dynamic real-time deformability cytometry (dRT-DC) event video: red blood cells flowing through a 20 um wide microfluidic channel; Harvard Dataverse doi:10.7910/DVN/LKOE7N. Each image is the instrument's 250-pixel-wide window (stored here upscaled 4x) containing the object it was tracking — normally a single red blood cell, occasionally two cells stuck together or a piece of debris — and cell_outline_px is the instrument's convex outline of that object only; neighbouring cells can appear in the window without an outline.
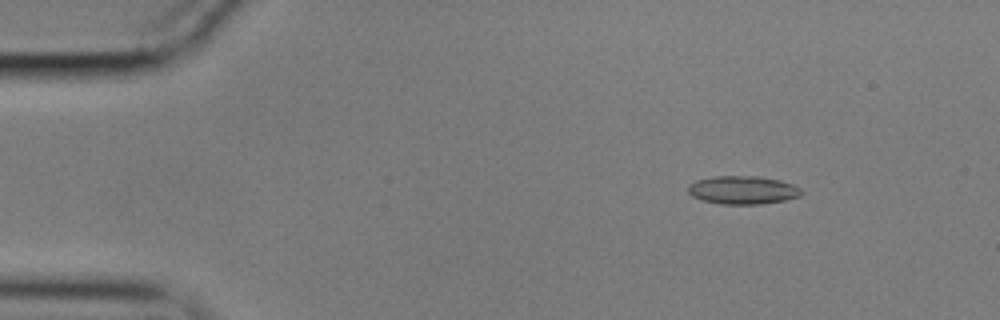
{"species": "common noctule bat (a hibernating species)", "species_latin": "Nyctalus noctula", "temperature_condition": "cold", "stored_images_in_passage": 56, "camera_frame_rate_fps": 3000, "um_per_image_px": 0.085, "animal": {"sex": "male", "body_mass_g": 17.9}, "frame": {"image": 1, "passage_image": 8, "time_ms": 2.333, "image_size_px": [1000, 320], "cell_outline_px": [[804, 192], [800, 196], [784, 200], [760, 204], [720, 204], [700, 200], [692, 196], [688, 192], [688, 184], [696, 180], [712, 176], [756, 176], [780, 180], [792, 184], [800, 188]], "centroid_in_image_um": [63.11, 16.15], "position_along_channel_um": 21.9, "area_um2": 18.79}}
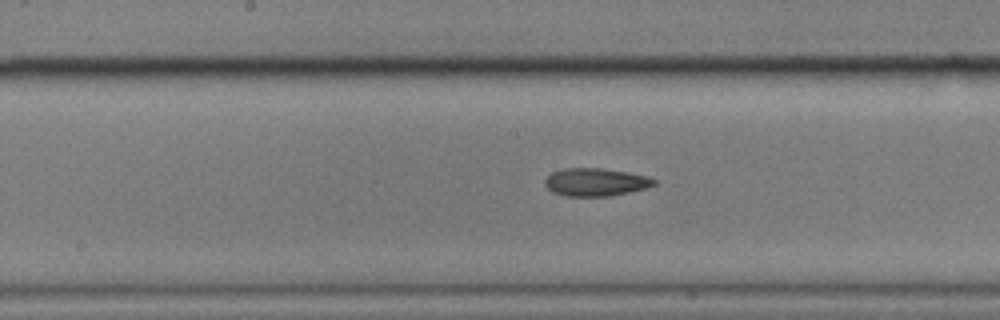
{"frame": {"image": 2, "passage_image": 29, "time_ms": 9.333, "image_size_px": [1000, 320], "cell_outline_px": [[656, 184], [648, 188], [608, 196], [564, 196], [552, 192], [544, 184], [544, 180], [552, 172], [564, 168], [600, 168], [628, 172], [648, 176], [656, 180]], "centroid_in_image_um": [50.63, 15.48], "position_along_channel_um": 197.6, "area_um2": 17.8}}
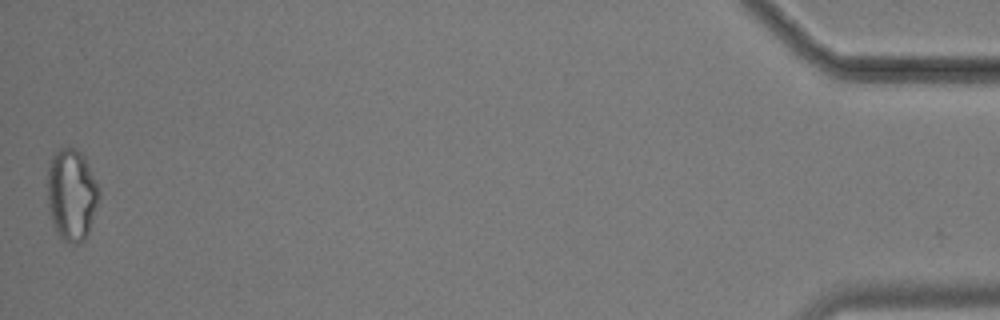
{"frame": {"image": 3, "passage_image": 56, "time_ms": 18.333, "image_size_px": [1000, 320], "cell_outline_px": [[100, 192], [88, 236], [84, 240], [76, 244], [72, 244], [64, 240], [56, 232], [52, 220], [48, 204], [48, 168], [52, 156], [60, 148], [72, 148], [80, 152], [84, 156]], "centroid_in_image_um": [6.09, 16.57], "position_along_channel_um": 429.1, "area_um2": 27.22}, "authors_computed_cell_mechanics": {"area_um2": 18.207, "velocity_mm_per_s": 3.5848, "shape_relaxation_time_tau1_ms": 7.5291, "shape_relaxation_time_tau2_ms": 3.5256, "deformation_change_tau1": 0.1629, "deformation_change_tau2": 0.1143}}